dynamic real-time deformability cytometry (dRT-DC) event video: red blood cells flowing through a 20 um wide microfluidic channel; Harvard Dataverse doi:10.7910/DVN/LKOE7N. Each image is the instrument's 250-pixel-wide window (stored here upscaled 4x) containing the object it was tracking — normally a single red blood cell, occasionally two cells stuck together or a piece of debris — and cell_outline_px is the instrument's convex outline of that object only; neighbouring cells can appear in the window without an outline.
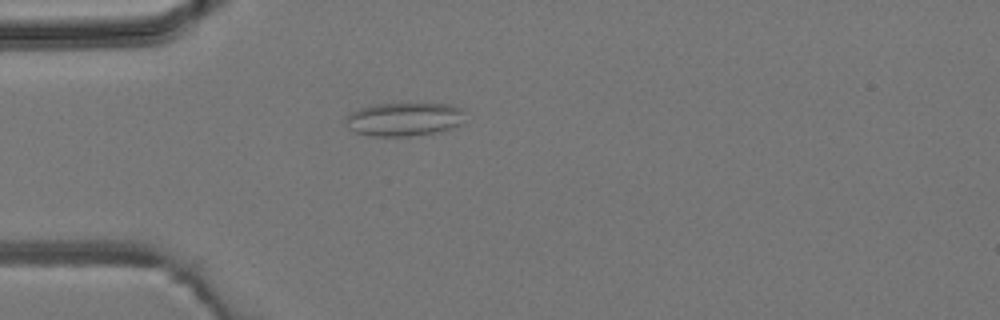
{"species": "common noctule bat (a hibernating species)", "species_latin": "Nyctalus noctula", "temperature_condition": "room temperature", "stored_images_in_passage": 1, "camera_frame_rate_fps": 3000, "um_per_image_px": 0.085, "animal": {"sex": "male", "body_mass_g": 19.2, "forearm_length_mm": 51.8}, "frame": {"image": 1, "passage_image": 1, "time_ms": 0.0, "image_size_px": [1000, 320], "cell_outline_px": [[460, 124], [444, 132], [408, 136], [372, 136], [356, 132], [348, 128], [348, 116], [352, 112], [360, 108], [376, 104], [448, 104], [460, 108]], "centroid_in_image_um": [34.34, 10.15], "position_along_channel_um": 50.7, "area_um2": 22.83}}